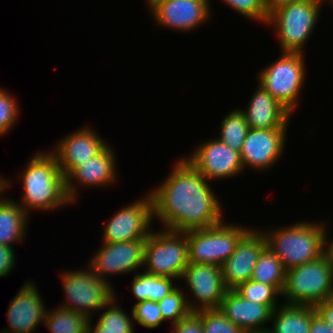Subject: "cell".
<instances>
[{
  "instance_id": "cell-1",
  "label": "cell",
  "mask_w": 333,
  "mask_h": 333,
  "mask_svg": "<svg viewBox=\"0 0 333 333\" xmlns=\"http://www.w3.org/2000/svg\"><path fill=\"white\" fill-rule=\"evenodd\" d=\"M157 187L149 189L153 219L164 230L185 232L220 224L223 205L210 182L183 155Z\"/></svg>"
},
{
  "instance_id": "cell-2",
  "label": "cell",
  "mask_w": 333,
  "mask_h": 333,
  "mask_svg": "<svg viewBox=\"0 0 333 333\" xmlns=\"http://www.w3.org/2000/svg\"><path fill=\"white\" fill-rule=\"evenodd\" d=\"M21 170L16 175L22 187L17 202L28 214L35 210L53 212L73 204L66 192L65 176L49 150H37Z\"/></svg>"
},
{
  "instance_id": "cell-3",
  "label": "cell",
  "mask_w": 333,
  "mask_h": 333,
  "mask_svg": "<svg viewBox=\"0 0 333 333\" xmlns=\"http://www.w3.org/2000/svg\"><path fill=\"white\" fill-rule=\"evenodd\" d=\"M299 220L291 225L261 229L266 246L281 260L285 270L318 259L326 253L327 223Z\"/></svg>"
},
{
  "instance_id": "cell-4",
  "label": "cell",
  "mask_w": 333,
  "mask_h": 333,
  "mask_svg": "<svg viewBox=\"0 0 333 333\" xmlns=\"http://www.w3.org/2000/svg\"><path fill=\"white\" fill-rule=\"evenodd\" d=\"M325 5L317 0H299L274 10L267 27H272L276 34L280 52H298L305 54Z\"/></svg>"
},
{
  "instance_id": "cell-5",
  "label": "cell",
  "mask_w": 333,
  "mask_h": 333,
  "mask_svg": "<svg viewBox=\"0 0 333 333\" xmlns=\"http://www.w3.org/2000/svg\"><path fill=\"white\" fill-rule=\"evenodd\" d=\"M279 58L261 68L258 83L292 115L298 109L307 75L306 54L280 52ZM297 108V109H296Z\"/></svg>"
},
{
  "instance_id": "cell-6",
  "label": "cell",
  "mask_w": 333,
  "mask_h": 333,
  "mask_svg": "<svg viewBox=\"0 0 333 333\" xmlns=\"http://www.w3.org/2000/svg\"><path fill=\"white\" fill-rule=\"evenodd\" d=\"M282 300L287 304L317 306L333 298V265L324 253L318 259L286 271Z\"/></svg>"
},
{
  "instance_id": "cell-7",
  "label": "cell",
  "mask_w": 333,
  "mask_h": 333,
  "mask_svg": "<svg viewBox=\"0 0 333 333\" xmlns=\"http://www.w3.org/2000/svg\"><path fill=\"white\" fill-rule=\"evenodd\" d=\"M225 220L212 227L187 231L189 263L221 267L252 228L241 223H227Z\"/></svg>"
},
{
  "instance_id": "cell-8",
  "label": "cell",
  "mask_w": 333,
  "mask_h": 333,
  "mask_svg": "<svg viewBox=\"0 0 333 333\" xmlns=\"http://www.w3.org/2000/svg\"><path fill=\"white\" fill-rule=\"evenodd\" d=\"M85 268L59 272L66 299L58 306L92 319L116 296V291L114 286L103 281L88 265Z\"/></svg>"
},
{
  "instance_id": "cell-9",
  "label": "cell",
  "mask_w": 333,
  "mask_h": 333,
  "mask_svg": "<svg viewBox=\"0 0 333 333\" xmlns=\"http://www.w3.org/2000/svg\"><path fill=\"white\" fill-rule=\"evenodd\" d=\"M188 264L187 231H151L145 240L144 272L181 281Z\"/></svg>"
},
{
  "instance_id": "cell-10",
  "label": "cell",
  "mask_w": 333,
  "mask_h": 333,
  "mask_svg": "<svg viewBox=\"0 0 333 333\" xmlns=\"http://www.w3.org/2000/svg\"><path fill=\"white\" fill-rule=\"evenodd\" d=\"M141 196L127 206L113 213L102 231V242L120 243L135 239L147 238L152 228L153 199L151 192Z\"/></svg>"
},
{
  "instance_id": "cell-11",
  "label": "cell",
  "mask_w": 333,
  "mask_h": 333,
  "mask_svg": "<svg viewBox=\"0 0 333 333\" xmlns=\"http://www.w3.org/2000/svg\"><path fill=\"white\" fill-rule=\"evenodd\" d=\"M146 238L120 243L102 242L86 263L103 281L111 284L109 276L135 274L144 267ZM133 272V273H132Z\"/></svg>"
},
{
  "instance_id": "cell-12",
  "label": "cell",
  "mask_w": 333,
  "mask_h": 333,
  "mask_svg": "<svg viewBox=\"0 0 333 333\" xmlns=\"http://www.w3.org/2000/svg\"><path fill=\"white\" fill-rule=\"evenodd\" d=\"M183 155L209 182L235 178L244 172L241 154L217 137L203 140Z\"/></svg>"
},
{
  "instance_id": "cell-13",
  "label": "cell",
  "mask_w": 333,
  "mask_h": 333,
  "mask_svg": "<svg viewBox=\"0 0 333 333\" xmlns=\"http://www.w3.org/2000/svg\"><path fill=\"white\" fill-rule=\"evenodd\" d=\"M147 11L157 27L181 33L194 32L213 17L209 0H156Z\"/></svg>"
},
{
  "instance_id": "cell-14",
  "label": "cell",
  "mask_w": 333,
  "mask_h": 333,
  "mask_svg": "<svg viewBox=\"0 0 333 333\" xmlns=\"http://www.w3.org/2000/svg\"><path fill=\"white\" fill-rule=\"evenodd\" d=\"M191 294L186 292L189 308L192 311L219 309L227 288L224 284L222 269L216 265L189 263L184 270L181 282ZM194 297V298H193ZM194 300V301H193Z\"/></svg>"
},
{
  "instance_id": "cell-15",
  "label": "cell",
  "mask_w": 333,
  "mask_h": 333,
  "mask_svg": "<svg viewBox=\"0 0 333 333\" xmlns=\"http://www.w3.org/2000/svg\"><path fill=\"white\" fill-rule=\"evenodd\" d=\"M287 132L288 128H249L240 153L244 171L249 168L266 173L274 167L286 149Z\"/></svg>"
},
{
  "instance_id": "cell-16",
  "label": "cell",
  "mask_w": 333,
  "mask_h": 333,
  "mask_svg": "<svg viewBox=\"0 0 333 333\" xmlns=\"http://www.w3.org/2000/svg\"><path fill=\"white\" fill-rule=\"evenodd\" d=\"M111 147L109 143L99 154L83 162L65 178L66 192L73 204L80 197L79 187H109L118 182L116 150Z\"/></svg>"
},
{
  "instance_id": "cell-17",
  "label": "cell",
  "mask_w": 333,
  "mask_h": 333,
  "mask_svg": "<svg viewBox=\"0 0 333 333\" xmlns=\"http://www.w3.org/2000/svg\"><path fill=\"white\" fill-rule=\"evenodd\" d=\"M109 142L92 126H82L56 141L49 150L57 159L65 178L79 165L99 154Z\"/></svg>"
},
{
  "instance_id": "cell-18",
  "label": "cell",
  "mask_w": 333,
  "mask_h": 333,
  "mask_svg": "<svg viewBox=\"0 0 333 333\" xmlns=\"http://www.w3.org/2000/svg\"><path fill=\"white\" fill-rule=\"evenodd\" d=\"M36 284L27 279L11 299L6 310L9 328L0 333H35L39 324H44L48 310Z\"/></svg>"
},
{
  "instance_id": "cell-19",
  "label": "cell",
  "mask_w": 333,
  "mask_h": 333,
  "mask_svg": "<svg viewBox=\"0 0 333 333\" xmlns=\"http://www.w3.org/2000/svg\"><path fill=\"white\" fill-rule=\"evenodd\" d=\"M251 228L237 244L234 252L221 265L224 284L228 290L251 280L258 257L266 247L264 234L259 228Z\"/></svg>"
},
{
  "instance_id": "cell-20",
  "label": "cell",
  "mask_w": 333,
  "mask_h": 333,
  "mask_svg": "<svg viewBox=\"0 0 333 333\" xmlns=\"http://www.w3.org/2000/svg\"><path fill=\"white\" fill-rule=\"evenodd\" d=\"M279 305L251 302L235 290H227L219 309L243 332H260L268 330L273 310Z\"/></svg>"
},
{
  "instance_id": "cell-21",
  "label": "cell",
  "mask_w": 333,
  "mask_h": 333,
  "mask_svg": "<svg viewBox=\"0 0 333 333\" xmlns=\"http://www.w3.org/2000/svg\"><path fill=\"white\" fill-rule=\"evenodd\" d=\"M257 85L246 108H239L245 116L248 127L253 129L288 128L292 114L260 83Z\"/></svg>"
},
{
  "instance_id": "cell-22",
  "label": "cell",
  "mask_w": 333,
  "mask_h": 333,
  "mask_svg": "<svg viewBox=\"0 0 333 333\" xmlns=\"http://www.w3.org/2000/svg\"><path fill=\"white\" fill-rule=\"evenodd\" d=\"M5 194L0 197V245L14 247L15 243H22L27 235L30 214Z\"/></svg>"
},
{
  "instance_id": "cell-23",
  "label": "cell",
  "mask_w": 333,
  "mask_h": 333,
  "mask_svg": "<svg viewBox=\"0 0 333 333\" xmlns=\"http://www.w3.org/2000/svg\"><path fill=\"white\" fill-rule=\"evenodd\" d=\"M316 306L281 303L273 310L268 333H310Z\"/></svg>"
},
{
  "instance_id": "cell-24",
  "label": "cell",
  "mask_w": 333,
  "mask_h": 333,
  "mask_svg": "<svg viewBox=\"0 0 333 333\" xmlns=\"http://www.w3.org/2000/svg\"><path fill=\"white\" fill-rule=\"evenodd\" d=\"M100 311L96 324L89 319L87 333H135L133 314H127L116 296Z\"/></svg>"
},
{
  "instance_id": "cell-25",
  "label": "cell",
  "mask_w": 333,
  "mask_h": 333,
  "mask_svg": "<svg viewBox=\"0 0 333 333\" xmlns=\"http://www.w3.org/2000/svg\"><path fill=\"white\" fill-rule=\"evenodd\" d=\"M132 276L130 288L136 303L146 300L158 302L179 286L174 278L149 274L143 270Z\"/></svg>"
},
{
  "instance_id": "cell-26",
  "label": "cell",
  "mask_w": 333,
  "mask_h": 333,
  "mask_svg": "<svg viewBox=\"0 0 333 333\" xmlns=\"http://www.w3.org/2000/svg\"><path fill=\"white\" fill-rule=\"evenodd\" d=\"M251 280L275 286L281 293L286 283V270L281 260L267 246L260 253Z\"/></svg>"
},
{
  "instance_id": "cell-27",
  "label": "cell",
  "mask_w": 333,
  "mask_h": 333,
  "mask_svg": "<svg viewBox=\"0 0 333 333\" xmlns=\"http://www.w3.org/2000/svg\"><path fill=\"white\" fill-rule=\"evenodd\" d=\"M52 309V310H51ZM49 308L44 326L51 333H87L89 318L76 311L54 306Z\"/></svg>"
},
{
  "instance_id": "cell-28",
  "label": "cell",
  "mask_w": 333,
  "mask_h": 333,
  "mask_svg": "<svg viewBox=\"0 0 333 333\" xmlns=\"http://www.w3.org/2000/svg\"><path fill=\"white\" fill-rule=\"evenodd\" d=\"M228 114L222 117L220 126L217 129V137L221 142L230 148L241 153L242 145L249 129L244 114L239 108L229 110Z\"/></svg>"
},
{
  "instance_id": "cell-29",
  "label": "cell",
  "mask_w": 333,
  "mask_h": 333,
  "mask_svg": "<svg viewBox=\"0 0 333 333\" xmlns=\"http://www.w3.org/2000/svg\"><path fill=\"white\" fill-rule=\"evenodd\" d=\"M179 285L170 294L158 301L163 321H170V326L182 320L192 310L189 308L184 288Z\"/></svg>"
},
{
  "instance_id": "cell-30",
  "label": "cell",
  "mask_w": 333,
  "mask_h": 333,
  "mask_svg": "<svg viewBox=\"0 0 333 333\" xmlns=\"http://www.w3.org/2000/svg\"><path fill=\"white\" fill-rule=\"evenodd\" d=\"M235 291L244 299L258 304H280L282 293L273 285L249 280L239 285Z\"/></svg>"
},
{
  "instance_id": "cell-31",
  "label": "cell",
  "mask_w": 333,
  "mask_h": 333,
  "mask_svg": "<svg viewBox=\"0 0 333 333\" xmlns=\"http://www.w3.org/2000/svg\"><path fill=\"white\" fill-rule=\"evenodd\" d=\"M222 3L224 2V5L229 6L231 10L236 11V13L239 15H242L244 18H247V20H251L260 23L266 26L269 19V14L267 12V8L265 5V0H221ZM211 0H209V6L211 12L213 11L212 3H210Z\"/></svg>"
},
{
  "instance_id": "cell-32",
  "label": "cell",
  "mask_w": 333,
  "mask_h": 333,
  "mask_svg": "<svg viewBox=\"0 0 333 333\" xmlns=\"http://www.w3.org/2000/svg\"><path fill=\"white\" fill-rule=\"evenodd\" d=\"M18 99L11 93L0 88V136H5L13 130L20 116ZM5 134V135H4Z\"/></svg>"
},
{
  "instance_id": "cell-33",
  "label": "cell",
  "mask_w": 333,
  "mask_h": 333,
  "mask_svg": "<svg viewBox=\"0 0 333 333\" xmlns=\"http://www.w3.org/2000/svg\"><path fill=\"white\" fill-rule=\"evenodd\" d=\"M132 306L131 313L135 323L148 329L158 328L164 323L158 302L146 300L133 303Z\"/></svg>"
},
{
  "instance_id": "cell-34",
  "label": "cell",
  "mask_w": 333,
  "mask_h": 333,
  "mask_svg": "<svg viewBox=\"0 0 333 333\" xmlns=\"http://www.w3.org/2000/svg\"><path fill=\"white\" fill-rule=\"evenodd\" d=\"M203 333H244L220 309L201 310Z\"/></svg>"
},
{
  "instance_id": "cell-35",
  "label": "cell",
  "mask_w": 333,
  "mask_h": 333,
  "mask_svg": "<svg viewBox=\"0 0 333 333\" xmlns=\"http://www.w3.org/2000/svg\"><path fill=\"white\" fill-rule=\"evenodd\" d=\"M170 330L172 333H203L201 310L191 311L182 320L173 324Z\"/></svg>"
},
{
  "instance_id": "cell-36",
  "label": "cell",
  "mask_w": 333,
  "mask_h": 333,
  "mask_svg": "<svg viewBox=\"0 0 333 333\" xmlns=\"http://www.w3.org/2000/svg\"><path fill=\"white\" fill-rule=\"evenodd\" d=\"M16 250L14 247L0 245V277L11 275L17 264Z\"/></svg>"
},
{
  "instance_id": "cell-37",
  "label": "cell",
  "mask_w": 333,
  "mask_h": 333,
  "mask_svg": "<svg viewBox=\"0 0 333 333\" xmlns=\"http://www.w3.org/2000/svg\"><path fill=\"white\" fill-rule=\"evenodd\" d=\"M310 333H333V328L317 312L311 319Z\"/></svg>"
},
{
  "instance_id": "cell-38",
  "label": "cell",
  "mask_w": 333,
  "mask_h": 333,
  "mask_svg": "<svg viewBox=\"0 0 333 333\" xmlns=\"http://www.w3.org/2000/svg\"><path fill=\"white\" fill-rule=\"evenodd\" d=\"M317 312L333 328V298L326 299L316 306Z\"/></svg>"
},
{
  "instance_id": "cell-39",
  "label": "cell",
  "mask_w": 333,
  "mask_h": 333,
  "mask_svg": "<svg viewBox=\"0 0 333 333\" xmlns=\"http://www.w3.org/2000/svg\"><path fill=\"white\" fill-rule=\"evenodd\" d=\"M295 1L299 0H265V5L267 8V12L270 15L274 10L278 9L279 7L291 4Z\"/></svg>"
},
{
  "instance_id": "cell-40",
  "label": "cell",
  "mask_w": 333,
  "mask_h": 333,
  "mask_svg": "<svg viewBox=\"0 0 333 333\" xmlns=\"http://www.w3.org/2000/svg\"><path fill=\"white\" fill-rule=\"evenodd\" d=\"M11 182L10 178L8 180L5 176L0 175V197L9 190V187L12 186Z\"/></svg>"
},
{
  "instance_id": "cell-41",
  "label": "cell",
  "mask_w": 333,
  "mask_h": 333,
  "mask_svg": "<svg viewBox=\"0 0 333 333\" xmlns=\"http://www.w3.org/2000/svg\"><path fill=\"white\" fill-rule=\"evenodd\" d=\"M328 234H329V232H328V229H327V232H326V253L329 255L330 261L333 265V239L332 238L329 239Z\"/></svg>"
},
{
  "instance_id": "cell-42",
  "label": "cell",
  "mask_w": 333,
  "mask_h": 333,
  "mask_svg": "<svg viewBox=\"0 0 333 333\" xmlns=\"http://www.w3.org/2000/svg\"><path fill=\"white\" fill-rule=\"evenodd\" d=\"M145 1V5L147 4V8L156 0H144Z\"/></svg>"
},
{
  "instance_id": "cell-43",
  "label": "cell",
  "mask_w": 333,
  "mask_h": 333,
  "mask_svg": "<svg viewBox=\"0 0 333 333\" xmlns=\"http://www.w3.org/2000/svg\"><path fill=\"white\" fill-rule=\"evenodd\" d=\"M317 1H320V2H322L324 5H326L330 0H317Z\"/></svg>"
},
{
  "instance_id": "cell-44",
  "label": "cell",
  "mask_w": 333,
  "mask_h": 333,
  "mask_svg": "<svg viewBox=\"0 0 333 333\" xmlns=\"http://www.w3.org/2000/svg\"><path fill=\"white\" fill-rule=\"evenodd\" d=\"M244 333H268V331L265 330V331H260V332H244Z\"/></svg>"
},
{
  "instance_id": "cell-45",
  "label": "cell",
  "mask_w": 333,
  "mask_h": 333,
  "mask_svg": "<svg viewBox=\"0 0 333 333\" xmlns=\"http://www.w3.org/2000/svg\"><path fill=\"white\" fill-rule=\"evenodd\" d=\"M330 4L333 6V0H330V1L328 2V6H329ZM332 8H333V7H332Z\"/></svg>"
}]
</instances>
